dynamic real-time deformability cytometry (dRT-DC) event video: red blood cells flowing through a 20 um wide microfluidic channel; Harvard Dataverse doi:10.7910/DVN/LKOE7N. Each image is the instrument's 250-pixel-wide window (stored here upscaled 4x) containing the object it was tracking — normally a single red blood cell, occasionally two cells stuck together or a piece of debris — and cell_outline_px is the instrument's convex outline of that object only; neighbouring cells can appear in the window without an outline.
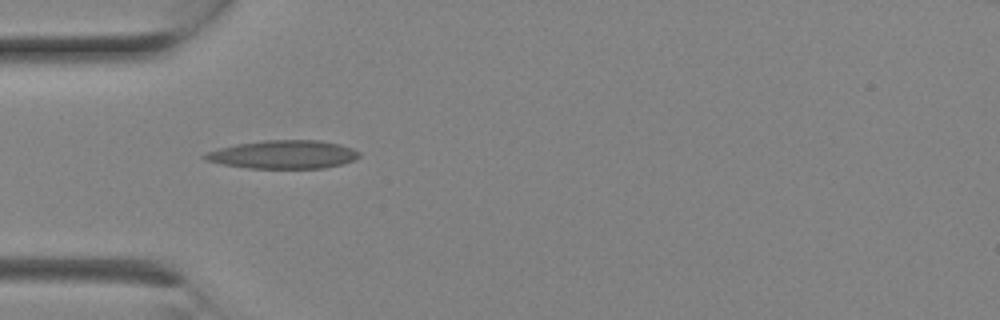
{"species": "Egyptian fruit bat (a non-hibernating species)", "species_latin": "Rousettus aegyptiacus", "temperature_condition": "room temperature", "stored_images_in_passage": 1, "camera_frame_rate_fps": 3000, "um_per_image_px": 0.085, "animal": {"sex": "female"}, "frame": {"image": 1, "passage_image": 1, "time_ms": 0.0, "image_size_px": [1000, 320], "cell_outline_px": [[360, 156], [356, 160], [324, 168], [248, 168], [224, 164], [204, 160], [200, 156], [208, 152], [220, 148], [236, 144], [264, 140], [320, 140], [340, 144], [352, 148], [360, 152]], "centroid_in_image_um": [24.1, 13.13], "position_along_channel_um": 60.9, "area_um2": 25.49}}